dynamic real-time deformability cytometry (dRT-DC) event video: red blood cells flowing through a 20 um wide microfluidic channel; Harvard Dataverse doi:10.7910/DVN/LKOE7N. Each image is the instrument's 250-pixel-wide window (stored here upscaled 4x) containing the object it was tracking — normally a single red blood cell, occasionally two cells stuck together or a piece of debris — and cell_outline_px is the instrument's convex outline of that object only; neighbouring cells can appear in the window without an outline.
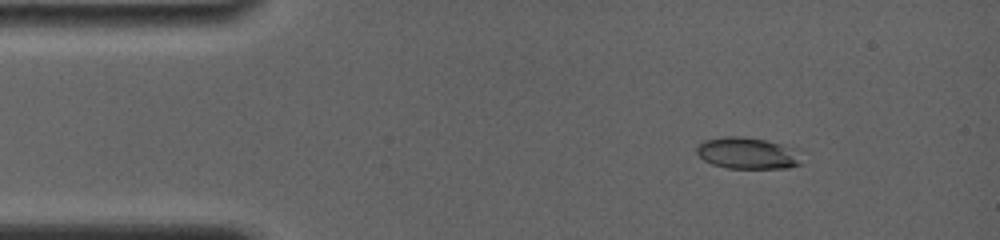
{"species": "common noctule bat (a hibernating species)", "species_latin": "Nyctalus noctula", "temperature_condition": "room temperature", "stored_images_in_passage": 6, "camera_frame_rate_fps": 4000, "um_per_image_px": 0.085, "animal": {"sex": "female", "body_mass_g": 19.0, "forearm_length_mm": 56.7}, "frame": {"image": 1, "passage_image": 2, "time_ms": 0.75, "image_size_px": [1000, 240], "cell_outline_px": [[804, 164], [788, 168], [728, 168], [712, 164], [704, 160], [696, 152], [696, 144], [704, 140], [724, 136], [744, 136], [764, 140], [800, 148]], "centroid_in_image_um": [63.62, 13.02], "position_along_channel_um": 21.4, "area_um2": 19.88}}
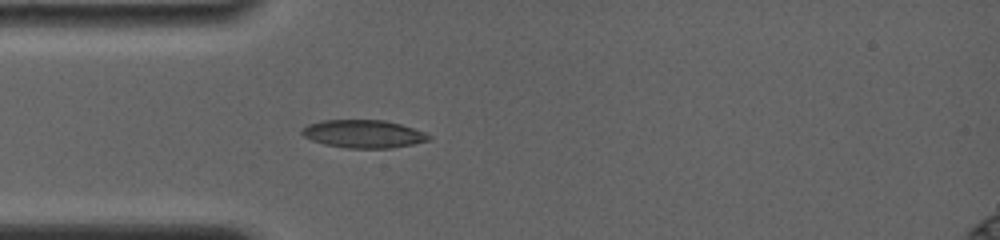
{"frame": {"image": 2, "passage_image": 6, "time_ms": 3.25, "image_size_px": [1000, 240], "cell_outline_px": [[432, 140], [412, 144], [388, 148], [348, 148], [324, 144], [312, 140], [304, 136], [300, 132], [300, 128], [308, 124], [320, 120], [384, 120], [400, 124], [424, 132], [432, 136]], "centroid_in_image_um": [30.87, 11.37], "position_along_channel_um": 54.1, "area_um2": 20.69}}